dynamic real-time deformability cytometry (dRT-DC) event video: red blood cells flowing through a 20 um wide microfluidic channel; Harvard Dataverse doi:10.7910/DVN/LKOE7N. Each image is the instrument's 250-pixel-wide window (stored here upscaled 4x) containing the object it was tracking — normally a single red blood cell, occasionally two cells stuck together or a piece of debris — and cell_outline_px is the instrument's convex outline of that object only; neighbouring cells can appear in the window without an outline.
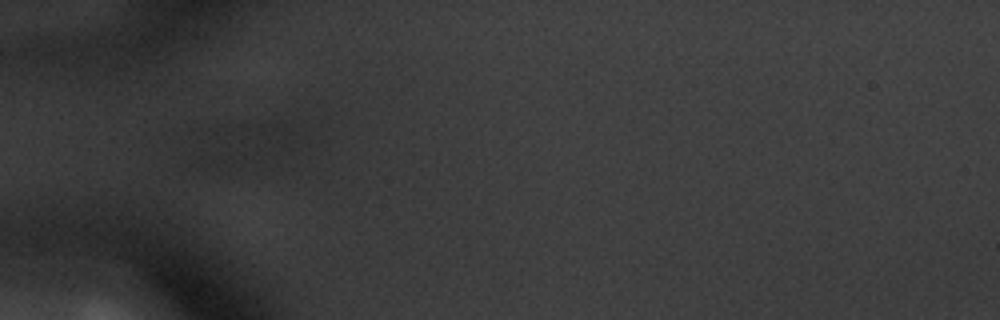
{"species": "common noctule bat (a hibernating species)", "species_latin": "Nyctalus noctula", "temperature_condition": "warm", "stored_images_in_passage": 3, "camera_frame_rate_fps": 3000, "um_per_image_px": 0.085, "animal": {"sex": "male", "body_mass_g": 20.1, "forearm_length_mm": 53.5}, "frame": {"image": 1, "passage_image": 1, "time_ms": 0.0, "image_size_px": [1000, 320], "cell_outline_px": [[296, 152], [228, 168], [212, 160], [208, 156], [240, 124], [260, 124], [280, 128], [288, 132]], "centroid_in_image_um": [21.46, 12.35], "position_along_channel_um": 63.5, "area_um2": 17.92}}